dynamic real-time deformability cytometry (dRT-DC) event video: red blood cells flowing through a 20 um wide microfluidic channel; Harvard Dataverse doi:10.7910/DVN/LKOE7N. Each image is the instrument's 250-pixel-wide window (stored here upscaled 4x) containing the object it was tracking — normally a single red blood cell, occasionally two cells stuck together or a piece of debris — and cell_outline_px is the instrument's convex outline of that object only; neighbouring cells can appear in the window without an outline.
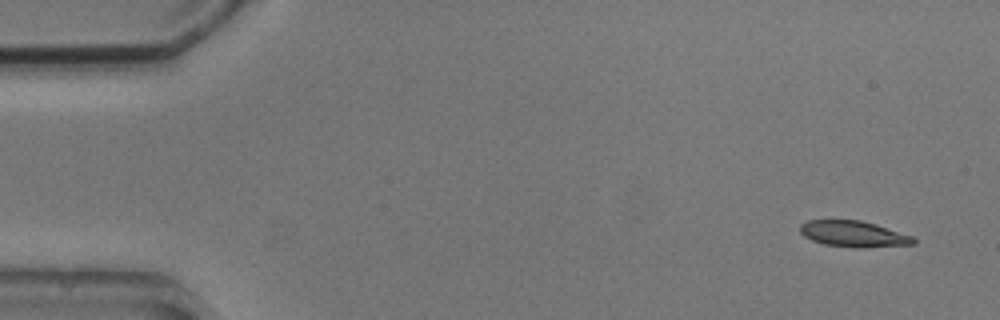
{"species": "common noctule bat (a hibernating species)", "species_latin": "Nyctalus noctula", "temperature_condition": "cold", "stored_images_in_passage": 4, "segment_of_instrument_passage": [1, 2], "camera_frame_rate_fps": 3000, "um_per_image_px": 0.085, "animal": {"sex": "male", "body_mass_g": 20.5, "forearm_length_mm": 52.5}, "frame": {"image": 1, "passage_image": 1, "time_ms": 0.0, "image_size_px": [1000, 320], "cell_outline_px": [[916, 244], [860, 248], [856, 248], [824, 244], [812, 240], [804, 236], [800, 232], [800, 224], [808, 220], [860, 220], [876, 224], [912, 236], [916, 240]], "centroid_in_image_um": [72.55, 19.89], "position_along_channel_um": 12.4, "area_um2": 17.22}}
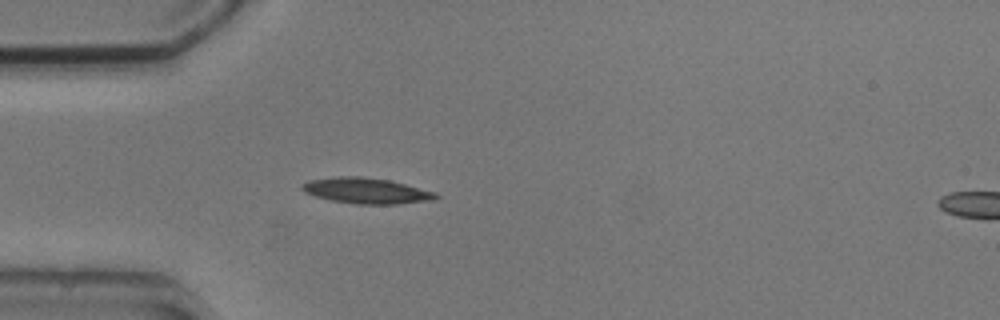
{"frame": {"image": 2, "passage_image": 3, "time_ms": 4.0, "image_size_px": [1000, 320], "cell_outline_px": [[440, 196], [436, 200], [396, 204], [356, 204], [332, 200], [316, 196], [304, 192], [300, 188], [300, 184], [308, 180], [336, 176], [364, 176], [388, 180], [436, 192]], "centroid_in_image_um": [31.13, 16.21], "position_along_channel_um": 53.9, "area_um2": 20.17}}